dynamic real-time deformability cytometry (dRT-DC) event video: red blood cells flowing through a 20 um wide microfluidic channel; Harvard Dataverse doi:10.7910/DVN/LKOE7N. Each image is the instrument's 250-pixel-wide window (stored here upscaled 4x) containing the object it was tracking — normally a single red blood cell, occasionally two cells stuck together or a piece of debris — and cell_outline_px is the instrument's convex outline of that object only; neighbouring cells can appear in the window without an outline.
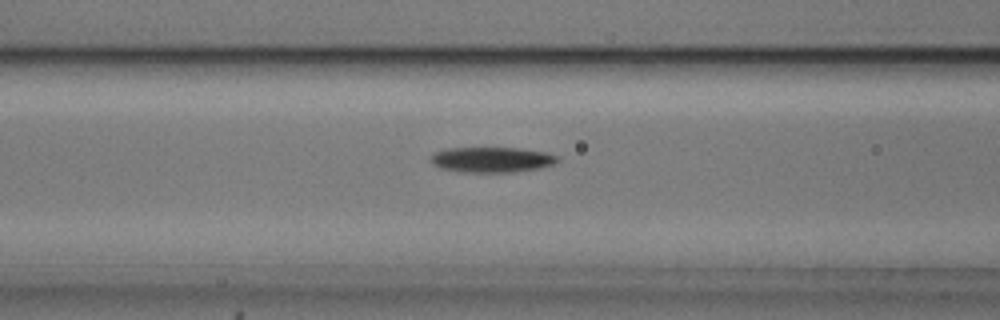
{"species": "common noctule bat (a hibernating species)", "species_latin": "Nyctalus noctula", "temperature_condition": "cold", "stored_images_in_passage": 53, "camera_frame_rate_fps": 3000, "um_per_image_px": 0.085, "animal": {"sex": "male", "body_mass_g": 20.5, "forearm_length_mm": 52.5}, "frame": {"image": 1, "passage_image": 21, "time_ms": 6.667, "image_size_px": [1000, 320], "cell_outline_px": [[560, 160], [556, 164], [540, 168], [516, 172], [456, 172], [440, 168], [432, 164], [432, 156], [436, 152], [448, 148], [520, 148], [548, 152], [560, 156]], "centroid_in_image_um": [41.88, 13.58], "position_along_channel_um": 124.7, "area_um2": 19.02}}
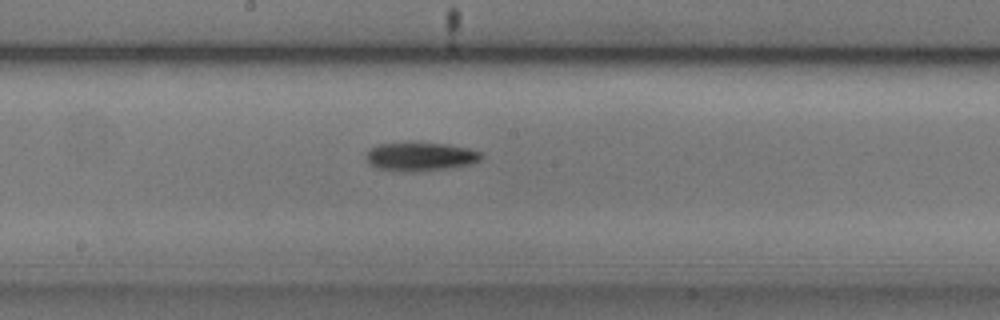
{"frame": {"image": 2, "passage_image": 28, "time_ms": 9.0, "image_size_px": [1000, 320], "cell_outline_px": [[484, 156], [480, 160], [472, 164], [448, 168], [412, 172], [400, 172], [376, 168], [368, 164], [364, 156], [376, 144], [408, 140], [448, 144], [468, 148], [484, 152]], "centroid_in_image_um": [35.71, 13.28], "position_along_channel_um": 212.5, "area_um2": 20.23}}
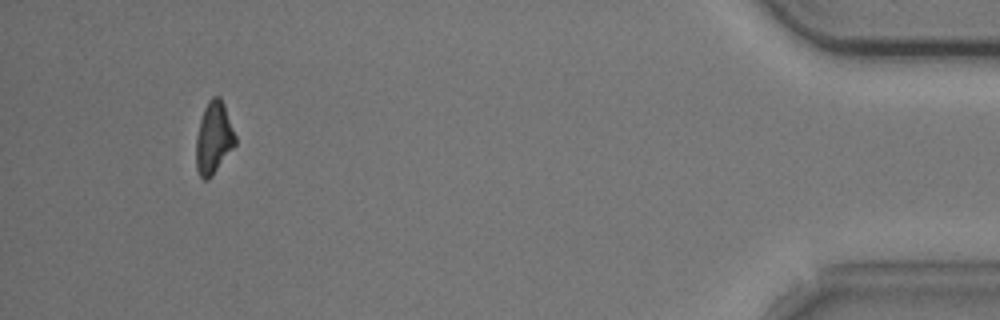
{"frame": {"image": 3, "passage_image": 50, "time_ms": 16.333, "image_size_px": [1000, 320], "cell_outline_px": [[236, 144], [212, 176], [208, 180], [204, 180], [200, 176], [196, 168], [196, 136], [200, 120], [204, 108], [208, 100], [212, 96], [220, 96], [224, 104], [236, 136]], "centroid_in_image_um": [18.16, 11.72], "position_along_channel_um": 417.0, "area_um2": 16.53}, "authors_computed_cell_mechanics": {"area_um2": 17.8602, "velocity_mm_per_s": 3.7491, "shape_relaxation_time_tau1_ms": 2.4394, "shape_relaxation_time_tau2_ms": null, "deformation_change_tau1": 0.1108, "deformation_change_tau2": null}}